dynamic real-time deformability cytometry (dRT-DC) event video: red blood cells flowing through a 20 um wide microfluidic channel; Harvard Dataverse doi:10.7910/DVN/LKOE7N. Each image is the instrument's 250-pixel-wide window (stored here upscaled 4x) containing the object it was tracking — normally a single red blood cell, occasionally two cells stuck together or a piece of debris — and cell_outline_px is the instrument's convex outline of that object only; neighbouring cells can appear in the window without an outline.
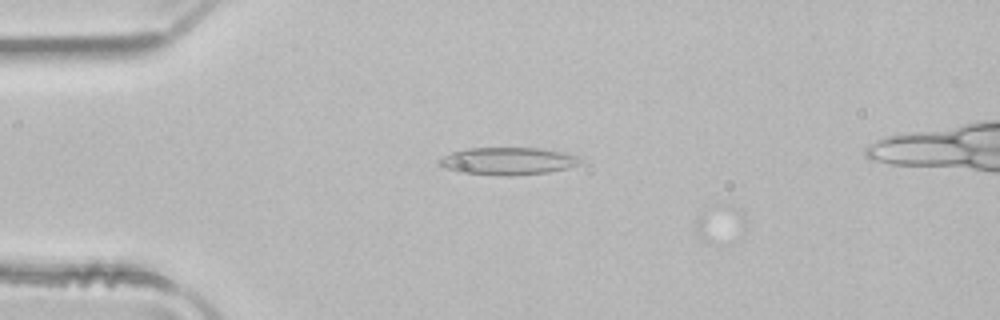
{"species": "common noctule bat (a hibernating species)", "species_latin": "Nyctalus noctula", "temperature_condition": "room temperature", "stored_images_in_passage": 5, "camera_frame_rate_fps": 3000, "um_per_image_px": 0.085, "animal": {"sex": "male", "body_mass_g": 21.5, "forearm_length_mm": 52.0}, "frame": {"image": 1, "passage_image": 4, "time_ms": 1.0, "image_size_px": [1000, 320], "cell_outline_px": [[580, 164], [568, 168], [548, 172], [512, 176], [456, 172], [444, 168], [436, 164], [436, 160], [452, 152], [468, 148], [536, 148], [564, 152], [580, 156]], "centroid_in_image_um": [43.14, 13.69], "position_along_channel_um": 41.9, "area_um2": 22.72}}